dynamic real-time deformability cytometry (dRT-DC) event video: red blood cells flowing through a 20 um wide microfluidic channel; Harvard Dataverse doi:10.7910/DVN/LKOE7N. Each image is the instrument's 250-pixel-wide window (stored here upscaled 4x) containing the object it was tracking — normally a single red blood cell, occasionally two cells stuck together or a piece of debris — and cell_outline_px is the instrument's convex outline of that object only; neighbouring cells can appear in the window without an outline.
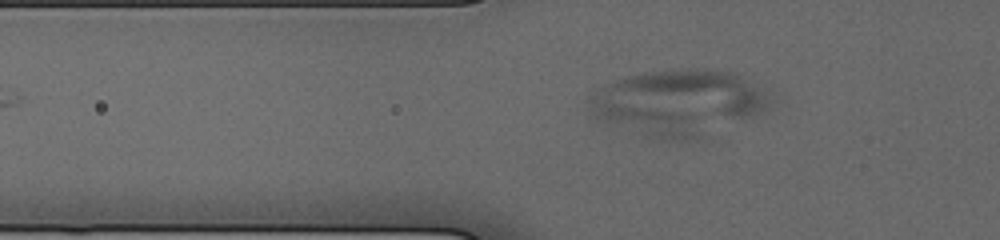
{"species": "human", "species_latin": "Homo sapiens", "temperature_condition": "cold", "stored_images_in_passage": 9, "camera_frame_rate_fps": 3000, "um_per_image_px": 0.085, "donor": {"sex": "male"}, "frame": {"image": 1, "passage_image": 2, "time_ms": 0.333, "image_size_px": [1000, 240], "cell_outline_px": [[772, 104], [760, 112], [696, 140], [652, 140], [592, 120], [588, 116], [588, 96], [592, 92], [604, 84], [612, 80], [628, 76], [648, 72], [732, 72], [768, 88]], "centroid_in_image_um": [57.53, 8.8], "position_along_channel_um": 68.3, "area_um2": 69.82}}